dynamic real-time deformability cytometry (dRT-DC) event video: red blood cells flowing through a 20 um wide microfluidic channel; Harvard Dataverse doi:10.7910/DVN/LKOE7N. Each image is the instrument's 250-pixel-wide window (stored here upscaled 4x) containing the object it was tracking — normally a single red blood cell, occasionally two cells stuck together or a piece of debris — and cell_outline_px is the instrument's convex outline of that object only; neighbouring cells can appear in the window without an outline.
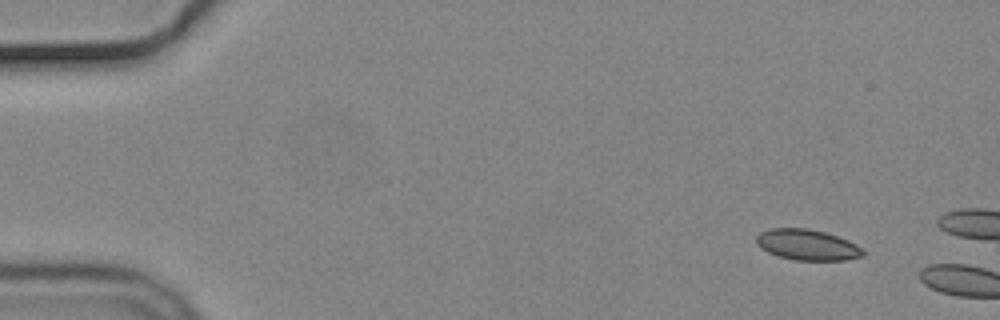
{"species": "common noctule bat (a hibernating species)", "species_latin": "Nyctalus noctula", "temperature_condition": "cold", "stored_images_in_passage": 2, "camera_frame_rate_fps": 3000, "um_per_image_px": 0.085, "animal": {"sex": "male", "body_mass_g": 19.2, "forearm_length_mm": 51.8}, "frame": {"image": 1, "passage_image": 1, "time_ms": 0.0, "image_size_px": [1000, 320], "cell_outline_px": [[864, 256], [844, 260], [792, 260], [768, 252], [760, 248], [756, 244], [756, 236], [760, 232], [772, 228], [808, 228], [824, 232], [848, 240], [856, 244], [864, 252]], "centroid_in_image_um": [68.59, 20.81], "position_along_channel_um": 16.4, "area_um2": 19.07}}